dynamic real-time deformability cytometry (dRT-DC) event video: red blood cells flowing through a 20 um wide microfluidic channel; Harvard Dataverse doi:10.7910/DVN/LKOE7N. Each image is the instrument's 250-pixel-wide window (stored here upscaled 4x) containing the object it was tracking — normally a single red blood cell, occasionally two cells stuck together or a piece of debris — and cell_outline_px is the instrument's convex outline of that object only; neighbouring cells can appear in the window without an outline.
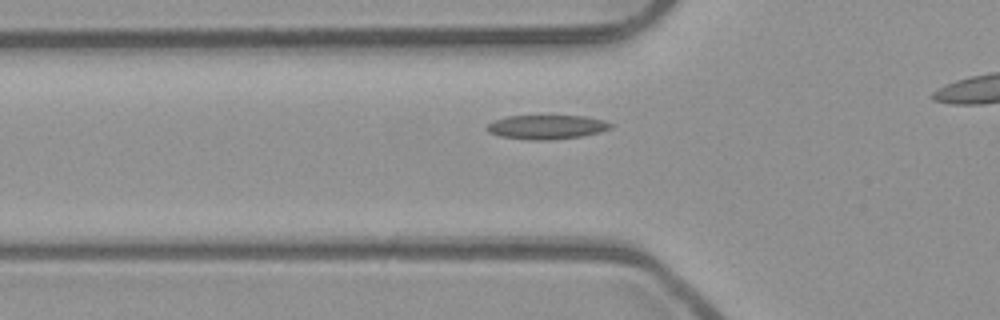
{"species": "common noctule bat (a hibernating species)", "species_latin": "Nyctalus noctula", "temperature_condition": "room temperature", "stored_images_in_passage": 30, "camera_frame_rate_fps": 3000, "um_per_image_px": 0.085, "animal": {"sex": "male", "body_mass_g": 23.1, "forearm_length_mm": 52.7}, "frame": {"image": 1, "passage_image": 5, "time_ms": 1.333, "image_size_px": [1000, 320], "cell_outline_px": [[612, 128], [600, 132], [580, 136], [548, 140], [532, 140], [500, 136], [488, 132], [484, 128], [492, 120], [508, 116], [584, 116], [604, 120], [612, 124]], "centroid_in_image_um": [46.44, 10.79], "position_along_channel_um": 79.4, "area_um2": 17.4}}
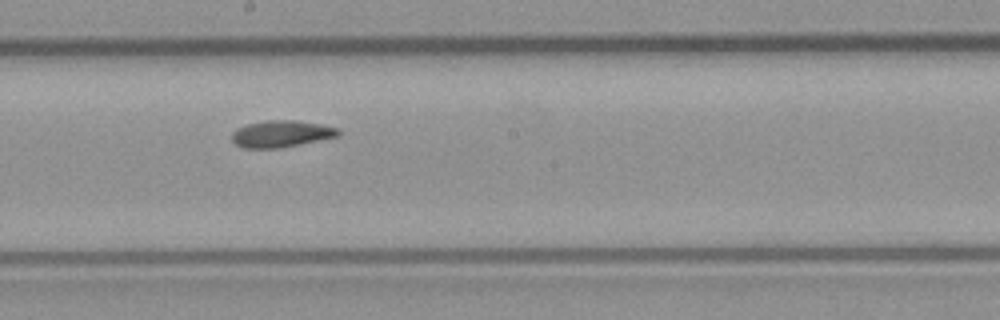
{"frame": {"image": 2, "passage_image": 16, "time_ms": 5.0, "image_size_px": [1000, 320], "cell_outline_px": [[340, 136], [280, 148], [244, 148], [236, 144], [232, 140], [232, 132], [236, 128], [248, 124], [268, 120], [296, 120], [320, 124], [340, 128]], "centroid_in_image_um": [23.93, 11.37], "position_along_channel_um": 224.3, "area_um2": 16.65}}
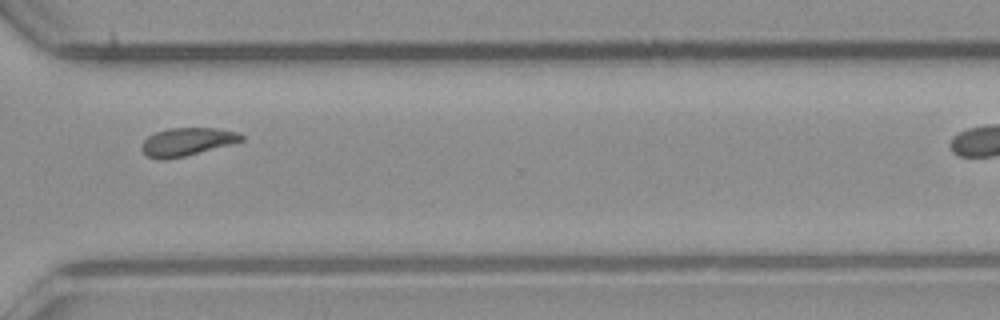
{"frame": {"image": 3, "passage_image": 26, "time_ms": 8.333, "image_size_px": [1000, 320], "cell_outline_px": [[244, 140], [232, 144], [184, 156], [164, 160], [160, 160], [144, 156], [140, 148], [140, 144], [148, 136], [156, 132], [168, 128], [216, 128], [240, 132], [244, 136]], "centroid_in_image_um": [15.87, 12.05], "position_along_channel_um": 354.7, "area_um2": 16.53}}